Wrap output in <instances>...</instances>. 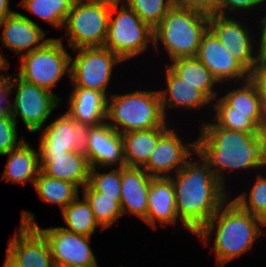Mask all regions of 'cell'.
Listing matches in <instances>:
<instances>
[{"label": "cell", "instance_id": "obj_1", "mask_svg": "<svg viewBox=\"0 0 266 267\" xmlns=\"http://www.w3.org/2000/svg\"><path fill=\"white\" fill-rule=\"evenodd\" d=\"M200 125L195 152L225 187L228 172L262 171L266 160V135L222 128L213 119Z\"/></svg>", "mask_w": 266, "mask_h": 267}, {"label": "cell", "instance_id": "obj_2", "mask_svg": "<svg viewBox=\"0 0 266 267\" xmlns=\"http://www.w3.org/2000/svg\"><path fill=\"white\" fill-rule=\"evenodd\" d=\"M169 178L175 189L177 215L194 234L229 199L227 188L196 152Z\"/></svg>", "mask_w": 266, "mask_h": 267}, {"label": "cell", "instance_id": "obj_3", "mask_svg": "<svg viewBox=\"0 0 266 267\" xmlns=\"http://www.w3.org/2000/svg\"><path fill=\"white\" fill-rule=\"evenodd\" d=\"M231 198L194 235L205 246L214 241L211 250L215 253L217 267H223L249 252L259 237V242L262 240L261 218L243 210Z\"/></svg>", "mask_w": 266, "mask_h": 267}, {"label": "cell", "instance_id": "obj_4", "mask_svg": "<svg viewBox=\"0 0 266 267\" xmlns=\"http://www.w3.org/2000/svg\"><path fill=\"white\" fill-rule=\"evenodd\" d=\"M109 94L106 122L118 133L172 126L163 113L158 90L140 88L124 94Z\"/></svg>", "mask_w": 266, "mask_h": 267}, {"label": "cell", "instance_id": "obj_5", "mask_svg": "<svg viewBox=\"0 0 266 267\" xmlns=\"http://www.w3.org/2000/svg\"><path fill=\"white\" fill-rule=\"evenodd\" d=\"M209 28V16L175 4L153 30L155 50L163 45L169 61L196 57L203 34Z\"/></svg>", "mask_w": 266, "mask_h": 267}, {"label": "cell", "instance_id": "obj_6", "mask_svg": "<svg viewBox=\"0 0 266 267\" xmlns=\"http://www.w3.org/2000/svg\"><path fill=\"white\" fill-rule=\"evenodd\" d=\"M153 37V29L125 4L110 7L104 47L124 62L144 55L150 44L153 47Z\"/></svg>", "mask_w": 266, "mask_h": 267}, {"label": "cell", "instance_id": "obj_7", "mask_svg": "<svg viewBox=\"0 0 266 267\" xmlns=\"http://www.w3.org/2000/svg\"><path fill=\"white\" fill-rule=\"evenodd\" d=\"M65 37L51 38L41 48L18 57L16 76L51 92L62 77L70 79L71 54L65 47Z\"/></svg>", "mask_w": 266, "mask_h": 267}, {"label": "cell", "instance_id": "obj_8", "mask_svg": "<svg viewBox=\"0 0 266 267\" xmlns=\"http://www.w3.org/2000/svg\"><path fill=\"white\" fill-rule=\"evenodd\" d=\"M10 95L14 99L10 103V114L18 123L22 120L25 130L34 133L45 127L46 121L55 108L61 106L62 97L55 92L36 86L16 77V74H8ZM15 92V93H14ZM18 118V119H17Z\"/></svg>", "mask_w": 266, "mask_h": 267}, {"label": "cell", "instance_id": "obj_9", "mask_svg": "<svg viewBox=\"0 0 266 267\" xmlns=\"http://www.w3.org/2000/svg\"><path fill=\"white\" fill-rule=\"evenodd\" d=\"M20 223L34 225L46 238L54 266L99 267L91 248L92 236L71 233L61 226L41 228L35 221V214L23 210Z\"/></svg>", "mask_w": 266, "mask_h": 267}, {"label": "cell", "instance_id": "obj_10", "mask_svg": "<svg viewBox=\"0 0 266 267\" xmlns=\"http://www.w3.org/2000/svg\"><path fill=\"white\" fill-rule=\"evenodd\" d=\"M110 7L74 0L63 29L68 37L67 49L104 47Z\"/></svg>", "mask_w": 266, "mask_h": 267}, {"label": "cell", "instance_id": "obj_11", "mask_svg": "<svg viewBox=\"0 0 266 267\" xmlns=\"http://www.w3.org/2000/svg\"><path fill=\"white\" fill-rule=\"evenodd\" d=\"M71 55L70 83L73 87H81L99 91L107 98V89L114 72V67L124 61L105 47H82L74 49Z\"/></svg>", "mask_w": 266, "mask_h": 267}, {"label": "cell", "instance_id": "obj_12", "mask_svg": "<svg viewBox=\"0 0 266 267\" xmlns=\"http://www.w3.org/2000/svg\"><path fill=\"white\" fill-rule=\"evenodd\" d=\"M41 129L39 155H59L75 152L87 157L88 135L91 125L73 119L62 113Z\"/></svg>", "mask_w": 266, "mask_h": 267}, {"label": "cell", "instance_id": "obj_13", "mask_svg": "<svg viewBox=\"0 0 266 267\" xmlns=\"http://www.w3.org/2000/svg\"><path fill=\"white\" fill-rule=\"evenodd\" d=\"M237 18L220 14L209 16V29L226 51L250 72L256 64V35L250 32L248 28L251 27L245 24L244 19Z\"/></svg>", "mask_w": 266, "mask_h": 267}, {"label": "cell", "instance_id": "obj_14", "mask_svg": "<svg viewBox=\"0 0 266 267\" xmlns=\"http://www.w3.org/2000/svg\"><path fill=\"white\" fill-rule=\"evenodd\" d=\"M170 127L158 140L147 163L142 167L153 178L171 177L195 153V140L183 142V137Z\"/></svg>", "mask_w": 266, "mask_h": 267}, {"label": "cell", "instance_id": "obj_15", "mask_svg": "<svg viewBox=\"0 0 266 267\" xmlns=\"http://www.w3.org/2000/svg\"><path fill=\"white\" fill-rule=\"evenodd\" d=\"M196 58L220 84L229 81L235 84L249 79V72L226 51L209 28L203 34Z\"/></svg>", "mask_w": 266, "mask_h": 267}, {"label": "cell", "instance_id": "obj_16", "mask_svg": "<svg viewBox=\"0 0 266 267\" xmlns=\"http://www.w3.org/2000/svg\"><path fill=\"white\" fill-rule=\"evenodd\" d=\"M6 251L19 267H54L48 242L34 225L20 223Z\"/></svg>", "mask_w": 266, "mask_h": 267}, {"label": "cell", "instance_id": "obj_17", "mask_svg": "<svg viewBox=\"0 0 266 267\" xmlns=\"http://www.w3.org/2000/svg\"><path fill=\"white\" fill-rule=\"evenodd\" d=\"M3 28L0 41L2 45L21 57L41 48L51 38H46V33L36 21L30 17L15 12L0 21Z\"/></svg>", "mask_w": 266, "mask_h": 267}, {"label": "cell", "instance_id": "obj_18", "mask_svg": "<svg viewBox=\"0 0 266 267\" xmlns=\"http://www.w3.org/2000/svg\"><path fill=\"white\" fill-rule=\"evenodd\" d=\"M87 141V159L90 167L126 166L121 134L107 122L92 126Z\"/></svg>", "mask_w": 266, "mask_h": 267}, {"label": "cell", "instance_id": "obj_19", "mask_svg": "<svg viewBox=\"0 0 266 267\" xmlns=\"http://www.w3.org/2000/svg\"><path fill=\"white\" fill-rule=\"evenodd\" d=\"M144 223H147L153 229H157L158 224L160 227L166 228L168 225H177L179 223L183 229L185 228L190 234L195 235L177 215L175 189L169 177L151 179L148 209Z\"/></svg>", "mask_w": 266, "mask_h": 267}, {"label": "cell", "instance_id": "obj_20", "mask_svg": "<svg viewBox=\"0 0 266 267\" xmlns=\"http://www.w3.org/2000/svg\"><path fill=\"white\" fill-rule=\"evenodd\" d=\"M165 66V87L158 91L168 121V109L201 111L207 105L212 107L213 102L202 91L181 79L167 64Z\"/></svg>", "mask_w": 266, "mask_h": 267}, {"label": "cell", "instance_id": "obj_21", "mask_svg": "<svg viewBox=\"0 0 266 267\" xmlns=\"http://www.w3.org/2000/svg\"><path fill=\"white\" fill-rule=\"evenodd\" d=\"M151 177L142 167H121L122 214L134 215L145 221Z\"/></svg>", "mask_w": 266, "mask_h": 267}, {"label": "cell", "instance_id": "obj_22", "mask_svg": "<svg viewBox=\"0 0 266 267\" xmlns=\"http://www.w3.org/2000/svg\"><path fill=\"white\" fill-rule=\"evenodd\" d=\"M40 170L47 176L65 180L84 188L89 181L90 164L86 156L68 152L59 155H39Z\"/></svg>", "mask_w": 266, "mask_h": 267}, {"label": "cell", "instance_id": "obj_23", "mask_svg": "<svg viewBox=\"0 0 266 267\" xmlns=\"http://www.w3.org/2000/svg\"><path fill=\"white\" fill-rule=\"evenodd\" d=\"M67 113L91 126L106 122L107 97L96 90L73 87L69 93Z\"/></svg>", "mask_w": 266, "mask_h": 267}, {"label": "cell", "instance_id": "obj_24", "mask_svg": "<svg viewBox=\"0 0 266 267\" xmlns=\"http://www.w3.org/2000/svg\"><path fill=\"white\" fill-rule=\"evenodd\" d=\"M7 164L0 180L10 181L12 184H34L40 172L39 149H35L29 142L23 141L18 147L7 154Z\"/></svg>", "mask_w": 266, "mask_h": 267}, {"label": "cell", "instance_id": "obj_25", "mask_svg": "<svg viewBox=\"0 0 266 267\" xmlns=\"http://www.w3.org/2000/svg\"><path fill=\"white\" fill-rule=\"evenodd\" d=\"M170 127H157L147 130L122 133L123 151L126 166L143 167L152 151L155 149L159 138Z\"/></svg>", "mask_w": 266, "mask_h": 267}, {"label": "cell", "instance_id": "obj_26", "mask_svg": "<svg viewBox=\"0 0 266 267\" xmlns=\"http://www.w3.org/2000/svg\"><path fill=\"white\" fill-rule=\"evenodd\" d=\"M166 64L181 79L202 91L212 102L219 96L216 89L220 83L196 57L178 58Z\"/></svg>", "mask_w": 266, "mask_h": 267}, {"label": "cell", "instance_id": "obj_27", "mask_svg": "<svg viewBox=\"0 0 266 267\" xmlns=\"http://www.w3.org/2000/svg\"><path fill=\"white\" fill-rule=\"evenodd\" d=\"M33 187L42 201L58 205L61 211L75 200L81 191L77 185L49 177L41 170L34 181Z\"/></svg>", "mask_w": 266, "mask_h": 267}, {"label": "cell", "instance_id": "obj_28", "mask_svg": "<svg viewBox=\"0 0 266 267\" xmlns=\"http://www.w3.org/2000/svg\"><path fill=\"white\" fill-rule=\"evenodd\" d=\"M82 198L81 200L79 195L60 211L64 223H66V227H61L68 232L85 236H92L96 233L97 228H100V231H104L97 222L90 204L84 197Z\"/></svg>", "mask_w": 266, "mask_h": 267}, {"label": "cell", "instance_id": "obj_29", "mask_svg": "<svg viewBox=\"0 0 266 267\" xmlns=\"http://www.w3.org/2000/svg\"><path fill=\"white\" fill-rule=\"evenodd\" d=\"M214 101L212 108L215 113L211 119L219 127L245 133H261L262 114L230 113V105L222 97L218 96Z\"/></svg>", "mask_w": 266, "mask_h": 267}, {"label": "cell", "instance_id": "obj_30", "mask_svg": "<svg viewBox=\"0 0 266 267\" xmlns=\"http://www.w3.org/2000/svg\"><path fill=\"white\" fill-rule=\"evenodd\" d=\"M73 2L74 0H21L18 6L53 28L63 29Z\"/></svg>", "mask_w": 266, "mask_h": 267}, {"label": "cell", "instance_id": "obj_31", "mask_svg": "<svg viewBox=\"0 0 266 267\" xmlns=\"http://www.w3.org/2000/svg\"><path fill=\"white\" fill-rule=\"evenodd\" d=\"M236 85L229 87L227 93H221L230 105V113L262 114V101L255 85L249 79Z\"/></svg>", "mask_w": 266, "mask_h": 267}, {"label": "cell", "instance_id": "obj_32", "mask_svg": "<svg viewBox=\"0 0 266 267\" xmlns=\"http://www.w3.org/2000/svg\"><path fill=\"white\" fill-rule=\"evenodd\" d=\"M81 191L82 197L90 204L97 222L104 230L111 227L114 223L118 225L117 221L123 214L120 203L115 197H109L95 192L88 185L81 189Z\"/></svg>", "mask_w": 266, "mask_h": 267}, {"label": "cell", "instance_id": "obj_33", "mask_svg": "<svg viewBox=\"0 0 266 267\" xmlns=\"http://www.w3.org/2000/svg\"><path fill=\"white\" fill-rule=\"evenodd\" d=\"M257 171L256 178L252 179V187L250 191L245 190L243 193H238L235 198H232L243 210L249 212L253 216L262 218L266 213V174ZM259 173V174H258Z\"/></svg>", "mask_w": 266, "mask_h": 267}, {"label": "cell", "instance_id": "obj_34", "mask_svg": "<svg viewBox=\"0 0 266 267\" xmlns=\"http://www.w3.org/2000/svg\"><path fill=\"white\" fill-rule=\"evenodd\" d=\"M87 185L95 192L102 193L105 196L115 197L120 203L121 167H91Z\"/></svg>", "mask_w": 266, "mask_h": 267}, {"label": "cell", "instance_id": "obj_35", "mask_svg": "<svg viewBox=\"0 0 266 267\" xmlns=\"http://www.w3.org/2000/svg\"><path fill=\"white\" fill-rule=\"evenodd\" d=\"M124 4L154 30L176 3L175 0H125Z\"/></svg>", "mask_w": 266, "mask_h": 267}, {"label": "cell", "instance_id": "obj_36", "mask_svg": "<svg viewBox=\"0 0 266 267\" xmlns=\"http://www.w3.org/2000/svg\"><path fill=\"white\" fill-rule=\"evenodd\" d=\"M17 125L10 113L0 115V156L7 154L25 141L23 136L20 140L18 139Z\"/></svg>", "mask_w": 266, "mask_h": 267}, {"label": "cell", "instance_id": "obj_37", "mask_svg": "<svg viewBox=\"0 0 266 267\" xmlns=\"http://www.w3.org/2000/svg\"><path fill=\"white\" fill-rule=\"evenodd\" d=\"M263 6L266 7V0H221V10L219 14L226 16L234 15L237 17L240 13L245 15L243 12L247 14L249 11L251 12V10L254 12V10L258 11L260 9L261 11L263 10L261 9Z\"/></svg>", "mask_w": 266, "mask_h": 267}, {"label": "cell", "instance_id": "obj_38", "mask_svg": "<svg viewBox=\"0 0 266 267\" xmlns=\"http://www.w3.org/2000/svg\"><path fill=\"white\" fill-rule=\"evenodd\" d=\"M175 3L206 16L218 15L221 10V0H175Z\"/></svg>", "mask_w": 266, "mask_h": 267}, {"label": "cell", "instance_id": "obj_39", "mask_svg": "<svg viewBox=\"0 0 266 267\" xmlns=\"http://www.w3.org/2000/svg\"><path fill=\"white\" fill-rule=\"evenodd\" d=\"M249 80L255 85L261 101H266V66L255 65L249 72Z\"/></svg>", "mask_w": 266, "mask_h": 267}, {"label": "cell", "instance_id": "obj_40", "mask_svg": "<svg viewBox=\"0 0 266 267\" xmlns=\"http://www.w3.org/2000/svg\"><path fill=\"white\" fill-rule=\"evenodd\" d=\"M258 29H260L258 36H256V64L266 66V24L262 21L258 22ZM260 26V27H259Z\"/></svg>", "mask_w": 266, "mask_h": 267}, {"label": "cell", "instance_id": "obj_41", "mask_svg": "<svg viewBox=\"0 0 266 267\" xmlns=\"http://www.w3.org/2000/svg\"><path fill=\"white\" fill-rule=\"evenodd\" d=\"M8 98H10V87L7 73L0 77V115L10 113V102Z\"/></svg>", "mask_w": 266, "mask_h": 267}, {"label": "cell", "instance_id": "obj_42", "mask_svg": "<svg viewBox=\"0 0 266 267\" xmlns=\"http://www.w3.org/2000/svg\"><path fill=\"white\" fill-rule=\"evenodd\" d=\"M13 9L10 8V0H0V21L4 20L15 13Z\"/></svg>", "mask_w": 266, "mask_h": 267}, {"label": "cell", "instance_id": "obj_43", "mask_svg": "<svg viewBox=\"0 0 266 267\" xmlns=\"http://www.w3.org/2000/svg\"><path fill=\"white\" fill-rule=\"evenodd\" d=\"M82 1L91 4H101L108 7L119 6L125 3V0H82Z\"/></svg>", "mask_w": 266, "mask_h": 267}, {"label": "cell", "instance_id": "obj_44", "mask_svg": "<svg viewBox=\"0 0 266 267\" xmlns=\"http://www.w3.org/2000/svg\"><path fill=\"white\" fill-rule=\"evenodd\" d=\"M2 50H0V76H4L6 73L5 71L8 70L10 67V62L3 56L1 53ZM3 70V71H2ZM5 70V71H4Z\"/></svg>", "mask_w": 266, "mask_h": 267}, {"label": "cell", "instance_id": "obj_45", "mask_svg": "<svg viewBox=\"0 0 266 267\" xmlns=\"http://www.w3.org/2000/svg\"><path fill=\"white\" fill-rule=\"evenodd\" d=\"M260 130L262 134L266 135V101H262V120Z\"/></svg>", "mask_w": 266, "mask_h": 267}, {"label": "cell", "instance_id": "obj_46", "mask_svg": "<svg viewBox=\"0 0 266 267\" xmlns=\"http://www.w3.org/2000/svg\"><path fill=\"white\" fill-rule=\"evenodd\" d=\"M2 267H19L14 258L6 251L5 259Z\"/></svg>", "mask_w": 266, "mask_h": 267}, {"label": "cell", "instance_id": "obj_47", "mask_svg": "<svg viewBox=\"0 0 266 267\" xmlns=\"http://www.w3.org/2000/svg\"><path fill=\"white\" fill-rule=\"evenodd\" d=\"M261 227H262L263 234L266 235V213L261 218Z\"/></svg>", "mask_w": 266, "mask_h": 267}, {"label": "cell", "instance_id": "obj_48", "mask_svg": "<svg viewBox=\"0 0 266 267\" xmlns=\"http://www.w3.org/2000/svg\"><path fill=\"white\" fill-rule=\"evenodd\" d=\"M265 15H262V17L260 18V21H262L263 23L266 24V11L264 13Z\"/></svg>", "mask_w": 266, "mask_h": 267}, {"label": "cell", "instance_id": "obj_49", "mask_svg": "<svg viewBox=\"0 0 266 267\" xmlns=\"http://www.w3.org/2000/svg\"><path fill=\"white\" fill-rule=\"evenodd\" d=\"M262 170L266 171V160H265V164L264 166L262 167ZM266 174V173H265Z\"/></svg>", "mask_w": 266, "mask_h": 267}]
</instances>
